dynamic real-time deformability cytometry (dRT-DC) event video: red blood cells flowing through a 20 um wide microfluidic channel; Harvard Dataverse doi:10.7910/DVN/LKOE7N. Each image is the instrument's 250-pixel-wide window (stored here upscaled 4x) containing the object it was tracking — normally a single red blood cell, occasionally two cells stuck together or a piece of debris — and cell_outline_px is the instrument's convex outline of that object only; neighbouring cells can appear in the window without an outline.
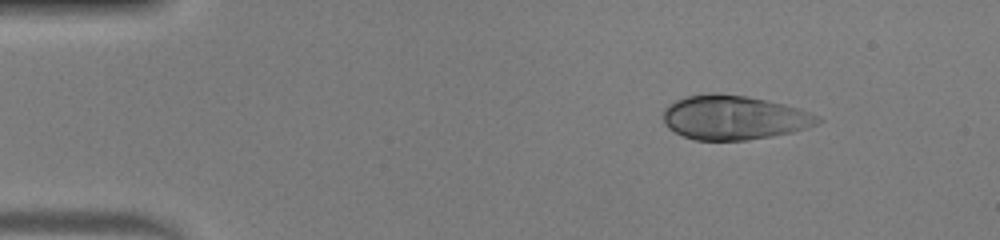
{"species": "human", "species_latin": "Homo sapiens", "temperature_condition": "warm", "stored_images_in_passage": 26, "camera_frame_rate_fps": 3000, "um_per_image_px": 0.085, "donor": {"sex": "male"}, "frame": {"image": 1, "passage_image": 1, "time_ms": 0.0, "image_size_px": [1000, 240], "cell_outline_px": [[824, 120], [816, 124], [792, 132], [772, 136], [748, 140], [696, 140], [684, 136], [668, 128], [664, 124], [664, 108], [668, 104], [684, 96], [712, 92], [716, 92], [748, 96], [784, 104], [800, 108], [820, 116]], "centroid_in_image_um": [62.38, 9.97], "position_along_channel_um": 22.6, "area_um2": 40.11}}
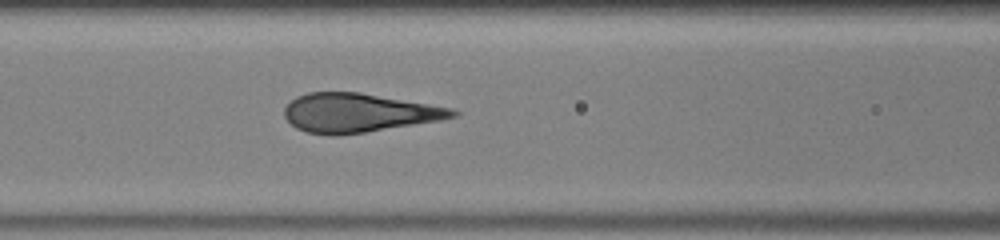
{"frame": {"image": 2, "passage_image": 15, "time_ms": 4.667, "image_size_px": [1000, 240], "cell_outline_px": [[460, 112], [456, 116], [440, 120], [364, 132], [336, 136], [332, 136], [308, 132], [296, 128], [284, 116], [284, 108], [296, 96], [308, 92], [360, 92], [452, 108]], "centroid_in_image_um": [30.45, 9.58], "position_along_channel_um": 136.2, "area_um2": 37.86}}
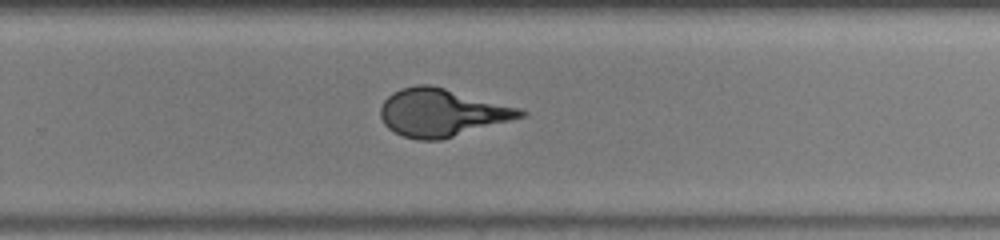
{"frame": {"image": 3, "passage_image": 26, "time_ms": 8.333, "image_size_px": [1000, 240], "cell_outline_px": [[528, 112], [524, 116], [440, 140], [416, 140], [404, 136], [388, 128], [384, 124], [380, 116], [380, 108], [384, 100], [392, 92], [400, 88], [416, 84], [428, 84], [444, 88], [520, 108]], "centroid_in_image_um": [37.5, 9.56], "position_along_channel_um": 292.3, "area_um2": 38.49}}